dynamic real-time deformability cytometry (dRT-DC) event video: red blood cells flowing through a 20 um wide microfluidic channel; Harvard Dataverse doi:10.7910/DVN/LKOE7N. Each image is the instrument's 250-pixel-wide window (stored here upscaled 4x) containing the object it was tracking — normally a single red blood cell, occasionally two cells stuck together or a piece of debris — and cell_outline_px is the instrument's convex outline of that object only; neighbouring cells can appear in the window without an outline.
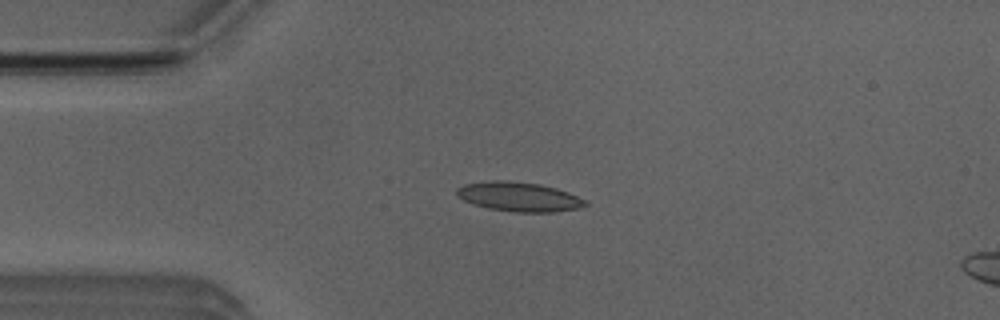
{"species": "Egyptian fruit bat (a non-hibernating species)", "species_latin": "Rousettus aegyptiacus", "temperature_condition": "room temperature", "stored_images_in_passage": 16, "camera_frame_rate_fps": 3000, "um_per_image_px": 0.085, "animal": {"sex": "male"}, "frame": {"image": 1, "passage_image": 12, "time_ms": 3.667, "image_size_px": [1000, 320], "cell_outline_px": [[588, 204], [580, 208], [552, 212], [516, 212], [488, 208], [472, 204], [456, 196], [456, 188], [464, 184], [492, 180], [508, 180], [540, 184], [556, 188], [568, 192], [588, 200]], "centroid_in_image_um": [44.11, 16.72], "position_along_channel_um": 40.9, "area_um2": 22.2}}